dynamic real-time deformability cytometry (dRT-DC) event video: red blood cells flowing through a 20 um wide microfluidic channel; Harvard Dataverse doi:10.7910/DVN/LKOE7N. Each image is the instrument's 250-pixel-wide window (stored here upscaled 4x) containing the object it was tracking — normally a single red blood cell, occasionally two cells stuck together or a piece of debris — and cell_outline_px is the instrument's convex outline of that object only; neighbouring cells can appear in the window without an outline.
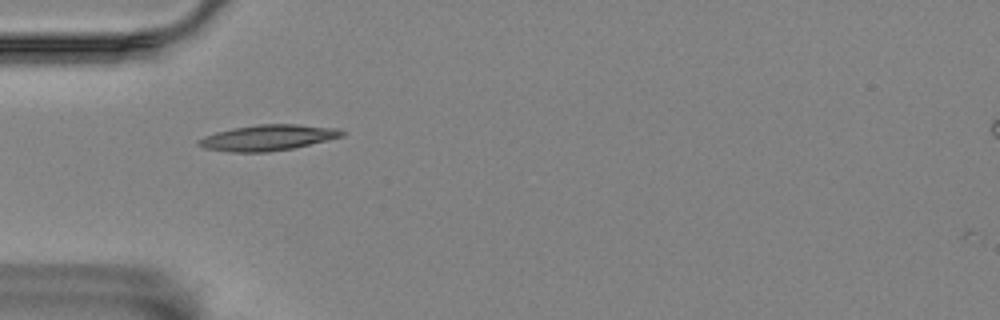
{"species": "Egyptian fruit bat (a non-hibernating species)", "species_latin": "Rousettus aegyptiacus", "temperature_condition": "room temperature", "stored_images_in_passage": 2, "camera_frame_rate_fps": 3000, "um_per_image_px": 0.085, "animal": {"sex": "female"}, "frame": {"image": 1, "passage_image": 1, "time_ms": 0.0, "image_size_px": [1000, 320], "cell_outline_px": [[344, 136], [292, 148], [268, 152], [232, 152], [204, 148], [196, 144], [196, 140], [204, 136], [216, 132], [232, 128], [256, 124], [296, 124], [336, 128], [344, 132]], "centroid_in_image_um": [22.71, 11.7], "position_along_channel_um": 62.3, "area_um2": 21.44}}
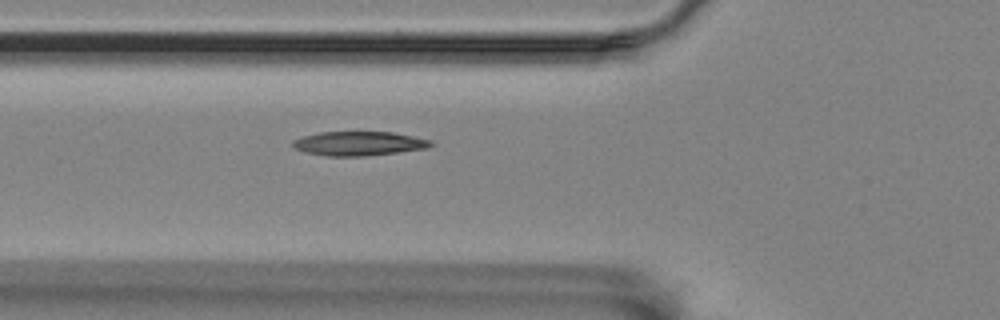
{"frame": {"image": 2, "passage_image": 2, "time_ms": 1.0, "image_size_px": [1000, 320], "cell_outline_px": [[436, 144], [428, 148], [364, 156], [328, 156], [304, 152], [296, 148], [292, 144], [292, 140], [304, 136], [320, 132], [392, 132], [432, 140]], "centroid_in_image_um": [30.53, 12.2], "position_along_channel_um": 95.3, "area_um2": 19.36}}